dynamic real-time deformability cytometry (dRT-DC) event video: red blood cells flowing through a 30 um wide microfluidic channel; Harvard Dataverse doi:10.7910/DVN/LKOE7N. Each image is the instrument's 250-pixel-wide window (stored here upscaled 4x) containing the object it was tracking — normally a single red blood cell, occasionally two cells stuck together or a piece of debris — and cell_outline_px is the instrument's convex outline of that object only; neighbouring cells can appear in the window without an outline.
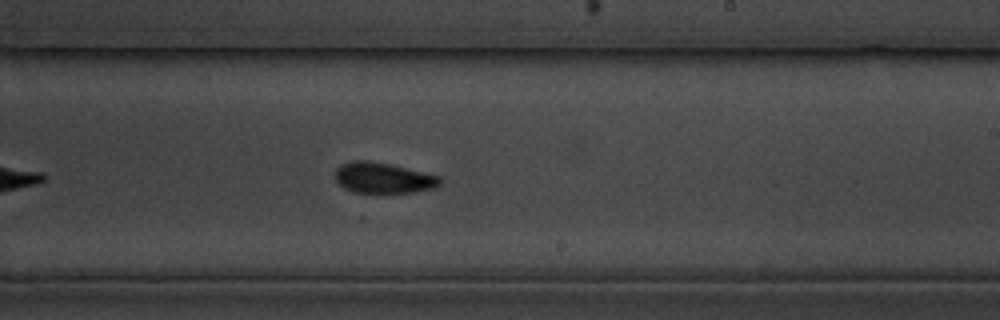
{"species": "common noctule bat (a hibernating species)", "species_latin": "Nyctalus noctula", "temperature_condition": "cold", "stored_images_in_passage": 34, "camera_frame_rate_fps": 3000, "um_per_image_px": 0.085, "animal": {"sex": "male", "body_mass_g": 19.5, "forearm_length_mm": 54.6}, "frame": {"image": 1, "passage_image": 20, "time_ms": 6.333, "image_size_px": [1000, 320], "cell_outline_px": [[444, 180], [436, 188], [416, 192], [384, 196], [352, 192], [344, 188], [336, 180], [336, 168], [340, 164], [352, 160], [368, 160], [388, 164], [440, 176]], "centroid_in_image_um": [32.59, 15.18], "position_along_channel_um": 256.4, "area_um2": 19.65}, "authors_computed_cell_mechanics": {"area_um2": 19.3919, "velocity_mm_per_s": 3.6201, "shape_relaxation_time_tau1_ms": 2.8421, "shape_relaxation_time_tau2_ms": 2.2569, "deformation_change_tau1": 0.1327, "deformation_change_tau2": 0.0687}}